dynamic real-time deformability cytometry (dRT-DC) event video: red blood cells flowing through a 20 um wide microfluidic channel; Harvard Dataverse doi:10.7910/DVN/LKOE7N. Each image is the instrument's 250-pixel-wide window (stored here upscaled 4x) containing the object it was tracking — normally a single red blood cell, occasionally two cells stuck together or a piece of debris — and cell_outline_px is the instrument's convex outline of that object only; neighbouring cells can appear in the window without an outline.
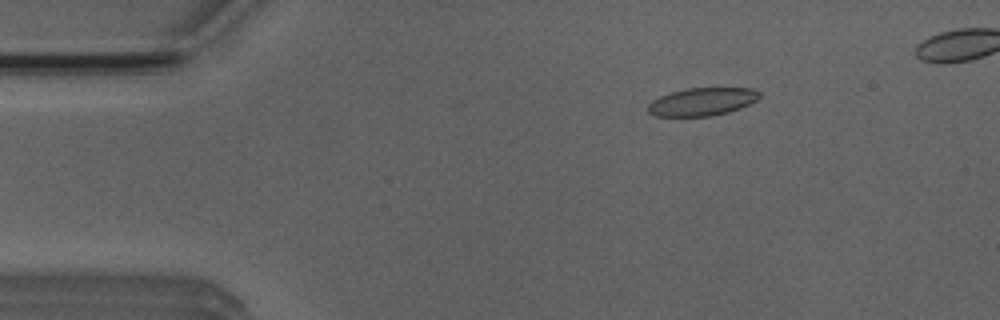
{"species": "Egyptian fruit bat (a non-hibernating species)", "species_latin": "Rousettus aegyptiacus", "temperature_condition": "room temperature", "stored_images_in_passage": 48, "camera_frame_rate_fps": 3000, "um_per_image_px": 0.085, "animal": {"sex": "male"}, "frame": {"image": 1, "passage_image": 8, "time_ms": 2.333, "image_size_px": [1000, 320], "cell_outline_px": [[760, 96], [756, 100], [740, 108], [728, 112], [712, 116], [656, 116], [648, 112], [648, 104], [652, 100], [660, 96], [672, 92], [688, 88], [752, 88], [760, 92]], "centroid_in_image_um": [59.68, 8.64], "position_along_channel_um": 25.3, "area_um2": 18.03}}
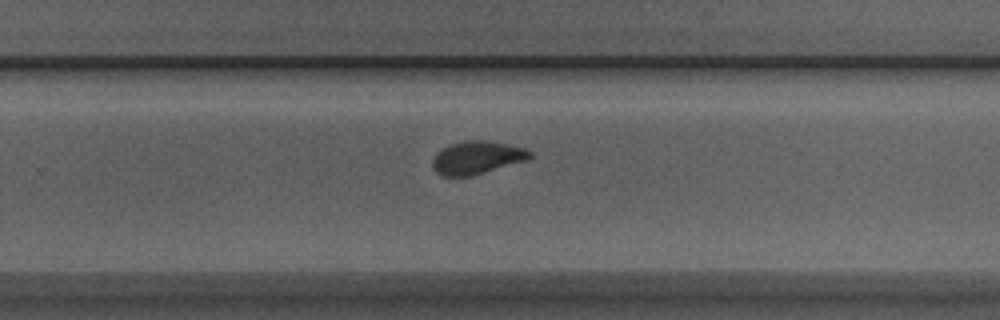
{"frame": {"image": 2, "passage_image": 33, "time_ms": 10.667, "image_size_px": [1000, 320], "cell_outline_px": [[532, 156], [528, 160], [468, 176], [440, 176], [432, 168], [432, 160], [444, 148], [452, 144], [468, 140], [484, 140], [524, 148], [532, 152]], "centroid_in_image_um": [40.54, 13.41], "position_along_channel_um": 289.3, "area_um2": 18.26}}
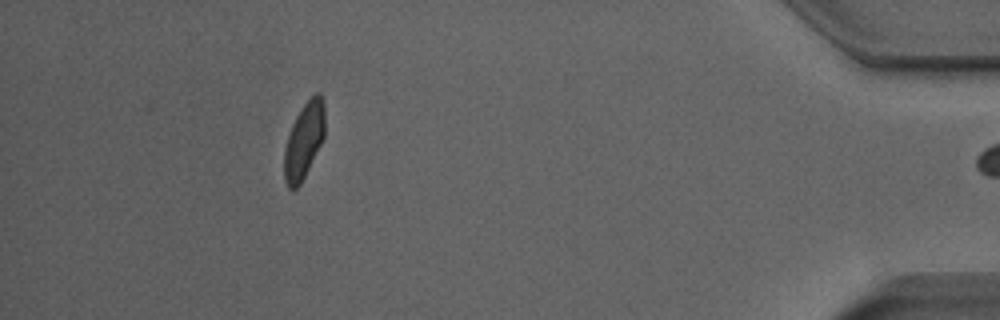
{"frame": {"image": 3, "passage_image": 47, "time_ms": 15.333, "image_size_px": [1000, 320], "cell_outline_px": [[324, 136], [300, 184], [292, 192], [288, 188], [284, 180], [284, 152], [288, 136], [292, 124], [296, 116], [304, 104], [316, 92], [320, 92], [324, 100]], "centroid_in_image_um": [25.82, 11.95], "position_along_channel_um": 409.4, "area_um2": 17.74}, "authors_computed_cell_mechanics": {"area_um2": 18.785, "velocity_mm_per_s": 3.913, "shape_relaxation_time_tau1_ms": 4.0098, "shape_relaxation_time_tau2_ms": 1.1901, "deformation_change_tau1": 0.1119, "deformation_change_tau2": 0.0475}}